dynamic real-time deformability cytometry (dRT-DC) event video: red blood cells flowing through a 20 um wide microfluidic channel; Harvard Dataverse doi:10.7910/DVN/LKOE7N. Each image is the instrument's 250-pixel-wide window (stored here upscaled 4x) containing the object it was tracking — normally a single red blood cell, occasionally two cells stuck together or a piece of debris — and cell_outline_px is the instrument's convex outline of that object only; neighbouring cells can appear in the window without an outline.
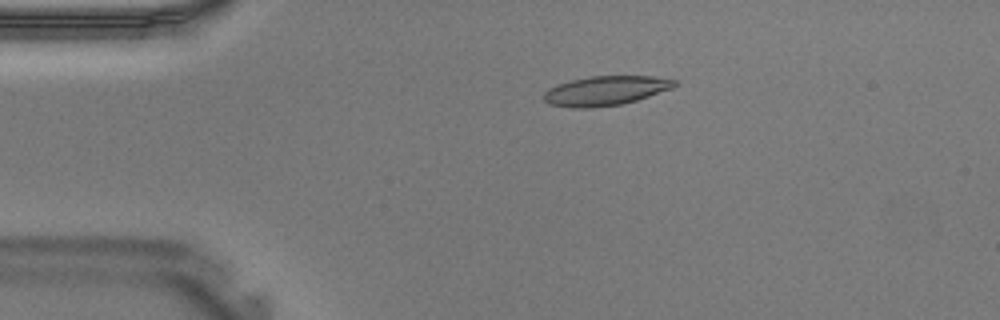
{"species": "Egyptian fruit bat (a non-hibernating species)", "species_latin": "Rousettus aegyptiacus", "temperature_condition": "warm", "stored_images_in_passage": 33, "camera_frame_rate_fps": 3000, "um_per_image_px": 0.085, "animal": {"sex": "male"}, "frame": {"image": 1, "passage_image": 1, "time_ms": 0.0, "image_size_px": [1000, 320], "cell_outline_px": [[676, 84], [672, 88], [636, 100], [620, 104], [592, 108], [572, 108], [548, 104], [544, 100], [544, 92], [548, 88], [556, 84], [572, 80], [592, 76], [652, 76], [676, 80]], "centroid_in_image_um": [51.42, 7.71], "position_along_channel_um": 33.6, "area_um2": 22.31}}
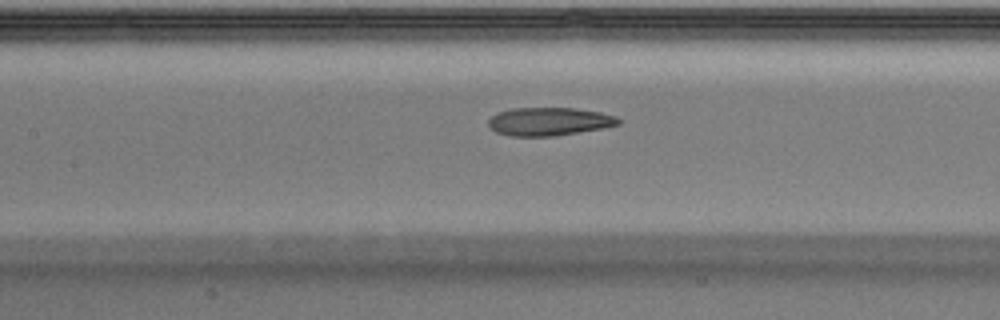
{"frame": {"image": 2, "passage_image": 11, "time_ms": 3.333, "image_size_px": [1000, 320], "cell_outline_px": [[620, 124], [604, 128], [552, 136], [512, 136], [496, 132], [488, 124], [488, 120], [496, 112], [512, 108], [572, 108], [600, 112], [616, 116], [620, 120]], "centroid_in_image_um": [46.67, 10.32], "position_along_channel_um": 160.7, "area_um2": 21.27}}
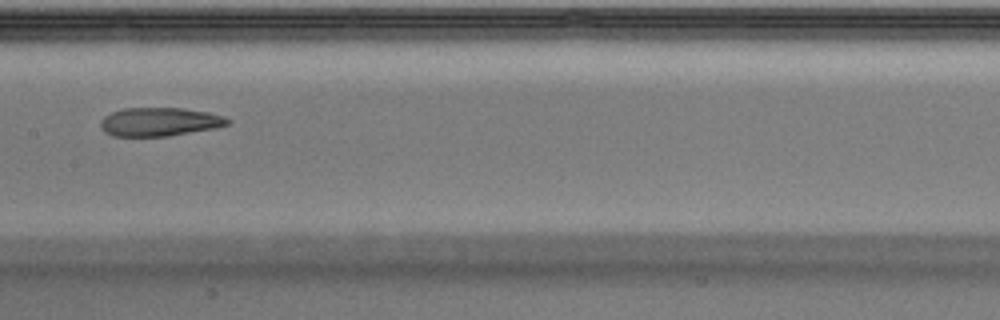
{"frame": {"image": 3, "passage_image": 13, "time_ms": 4.0, "image_size_px": [1000, 320], "cell_outline_px": [[232, 124], [216, 128], [168, 136], [112, 136], [104, 132], [100, 128], [100, 120], [104, 116], [112, 112], [124, 108], [184, 108], [208, 112], [232, 120]], "centroid_in_image_um": [13.56, 10.36], "position_along_channel_um": 193.8, "area_um2": 21.33}}